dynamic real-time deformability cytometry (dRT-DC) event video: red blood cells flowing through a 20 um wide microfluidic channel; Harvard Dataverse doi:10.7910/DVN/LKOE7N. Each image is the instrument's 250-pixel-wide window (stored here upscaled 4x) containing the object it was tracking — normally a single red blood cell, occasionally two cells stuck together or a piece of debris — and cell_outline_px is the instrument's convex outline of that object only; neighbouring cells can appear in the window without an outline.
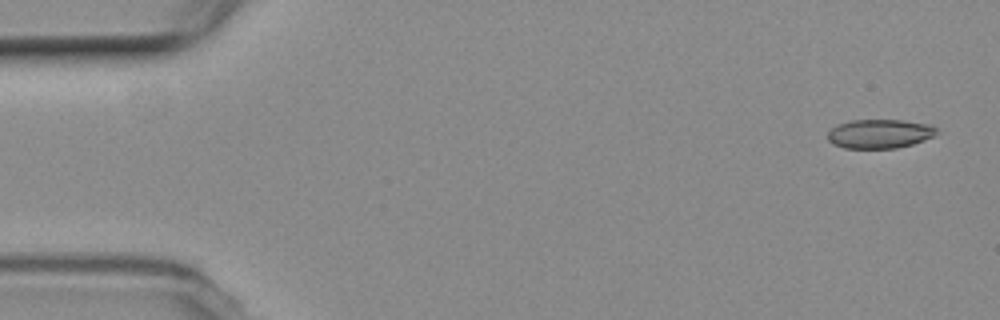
{"species": "common noctule bat (a hibernating species)", "species_latin": "Nyctalus noctula", "temperature_condition": "room temperature", "stored_images_in_passage": 5, "camera_frame_rate_fps": 3000, "um_per_image_px": 0.085, "animal": {"sex": "female", "body_mass_g": 19.3, "forearm_length_mm": 54.1}, "frame": {"image": 1, "passage_image": 1, "time_ms": 0.0, "image_size_px": [1000, 320], "cell_outline_px": [[940, 132], [924, 140], [912, 144], [896, 148], [844, 148], [832, 144], [828, 140], [828, 132], [836, 124], [848, 120], [904, 120], [932, 124]], "centroid_in_image_um": [74.77, 11.36], "position_along_channel_um": 10.2, "area_um2": 18.67}}
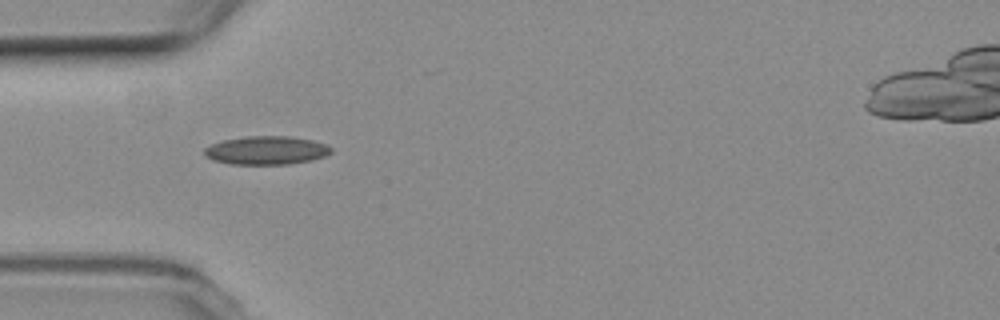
{"frame": {"image": 2, "passage_image": 4, "time_ms": 5.0, "image_size_px": [1000, 320], "cell_outline_px": [[332, 152], [324, 156], [312, 160], [288, 164], [228, 164], [212, 160], [204, 156], [204, 148], [212, 144], [224, 140], [248, 136], [292, 136], [312, 140], [324, 144], [332, 148]], "centroid_in_image_um": [22.62, 12.78], "position_along_channel_um": 62.4, "area_um2": 21.04}}
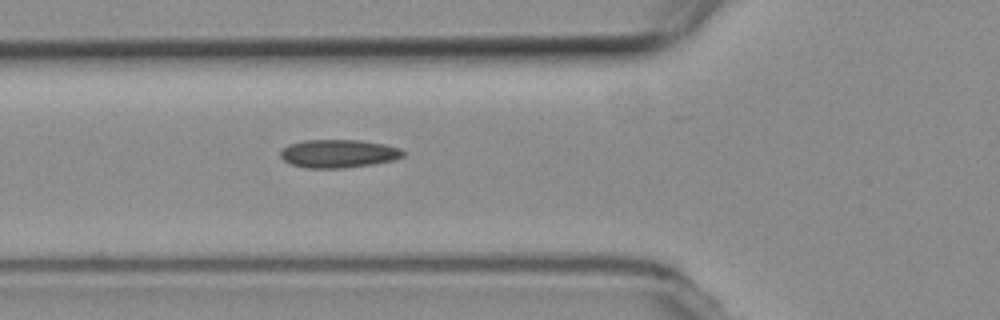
{"frame": {"image": 3, "passage_image": 5, "time_ms": 6.0, "image_size_px": [1000, 320], "cell_outline_px": [[404, 156], [392, 160], [372, 164], [344, 168], [304, 168], [292, 164], [284, 160], [280, 156], [280, 148], [288, 144], [304, 140], [360, 140], [384, 144], [400, 148], [404, 152]], "centroid_in_image_um": [28.73, 13.05], "position_along_channel_um": 97.1, "area_um2": 20.23}}